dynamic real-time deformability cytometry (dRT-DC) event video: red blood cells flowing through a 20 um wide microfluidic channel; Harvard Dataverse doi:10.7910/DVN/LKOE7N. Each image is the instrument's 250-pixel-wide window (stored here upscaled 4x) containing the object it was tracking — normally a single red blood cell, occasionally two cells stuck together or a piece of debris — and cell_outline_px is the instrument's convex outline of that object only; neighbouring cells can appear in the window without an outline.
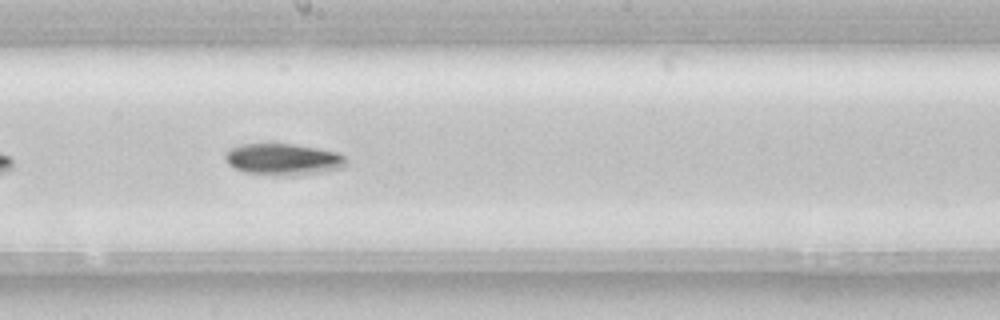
{"species": "common noctule bat (a hibernating species)", "species_latin": "Nyctalus noctula", "temperature_condition": "room temperature", "stored_images_in_passage": 25, "camera_frame_rate_fps": 3000, "um_per_image_px": 0.085, "animal": {"sex": "female", "body_mass_g": 22.7, "forearm_length_mm": 54.2}, "frame": {"image": 1, "passage_image": 15, "time_ms": 4.667, "image_size_px": [1000, 320], "cell_outline_px": [[344, 168], [320, 172], [292, 176], [284, 176], [248, 172], [236, 168], [228, 164], [224, 160], [224, 152], [228, 148], [240, 144], [292, 144], [316, 148], [336, 152], [344, 156]], "centroid_in_image_um": [24.01, 13.54], "position_along_channel_um": 224.2, "area_um2": 22.14}}